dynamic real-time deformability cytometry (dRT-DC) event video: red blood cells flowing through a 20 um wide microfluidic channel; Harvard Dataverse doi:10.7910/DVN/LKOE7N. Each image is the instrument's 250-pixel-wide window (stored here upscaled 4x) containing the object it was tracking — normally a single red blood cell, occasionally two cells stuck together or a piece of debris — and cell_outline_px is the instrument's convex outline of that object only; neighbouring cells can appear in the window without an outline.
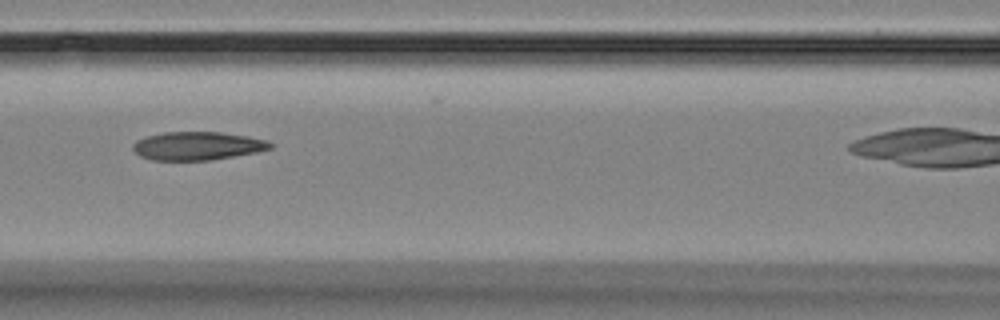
{"species": "Egyptian fruit bat (a non-hibernating species)", "species_latin": "Rousettus aegyptiacus", "temperature_condition": "room temperature", "stored_images_in_passage": 11, "camera_frame_rate_fps": 3000, "um_per_image_px": 0.085, "animal": {"sex": "female"}, "frame": {"image": 1, "passage_image": 5, "time_ms": 4.667, "image_size_px": [1000, 320], "cell_outline_px": [[272, 148], [256, 152], [212, 160], [152, 160], [140, 156], [132, 148], [132, 144], [136, 140], [148, 136], [164, 132], [220, 132], [248, 136], [268, 140], [272, 144]], "centroid_in_image_um": [16.78, 12.4], "position_along_channel_um": 149.8, "area_um2": 22.66}}
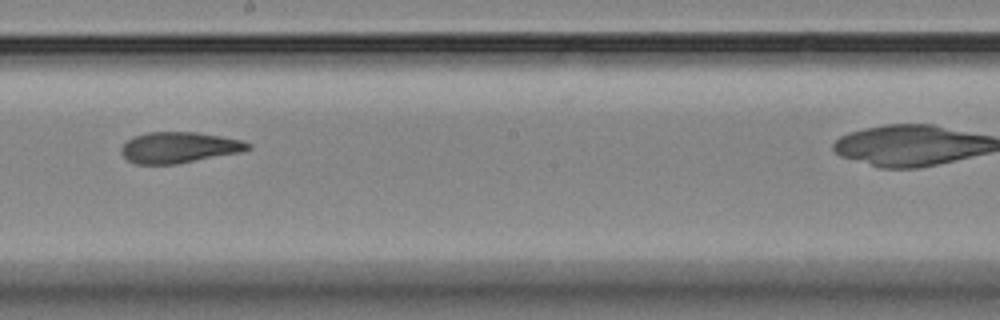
{"frame": {"image": 2, "passage_image": 7, "time_ms": 7.0, "image_size_px": [1000, 320], "cell_outline_px": [[252, 148], [240, 152], [176, 164], [136, 164], [128, 160], [120, 152], [120, 148], [132, 136], [148, 132], [196, 132], [220, 136], [240, 140], [252, 144]], "centroid_in_image_um": [15.2, 12.53], "position_along_channel_um": 233.0, "area_um2": 22.77}}